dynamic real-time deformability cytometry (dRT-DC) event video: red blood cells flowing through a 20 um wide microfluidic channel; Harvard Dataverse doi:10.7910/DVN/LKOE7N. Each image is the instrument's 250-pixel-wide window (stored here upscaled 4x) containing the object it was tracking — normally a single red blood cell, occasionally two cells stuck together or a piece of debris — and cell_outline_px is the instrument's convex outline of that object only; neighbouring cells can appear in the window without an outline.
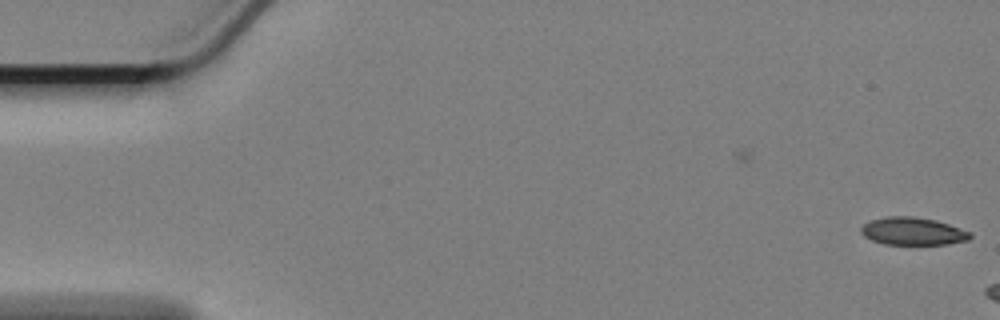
{"species": "Egyptian fruit bat (a non-hibernating species)", "species_latin": "Rousettus aegyptiacus", "temperature_condition": "cold", "stored_images_in_passage": 8, "camera_frame_rate_fps": 3000, "um_per_image_px": 0.085, "animal": {"sex": "female"}, "frame": {"image": 1, "passage_image": 1, "time_ms": 0.0, "image_size_px": [1000, 320], "cell_outline_px": [[972, 236], [968, 240], [948, 244], [884, 244], [872, 240], [864, 236], [860, 232], [860, 228], [864, 224], [872, 220], [888, 216], [912, 216], [936, 220], [972, 232]], "centroid_in_image_um": [77.6, 19.65], "position_along_channel_um": 7.4, "area_um2": 17.57}}